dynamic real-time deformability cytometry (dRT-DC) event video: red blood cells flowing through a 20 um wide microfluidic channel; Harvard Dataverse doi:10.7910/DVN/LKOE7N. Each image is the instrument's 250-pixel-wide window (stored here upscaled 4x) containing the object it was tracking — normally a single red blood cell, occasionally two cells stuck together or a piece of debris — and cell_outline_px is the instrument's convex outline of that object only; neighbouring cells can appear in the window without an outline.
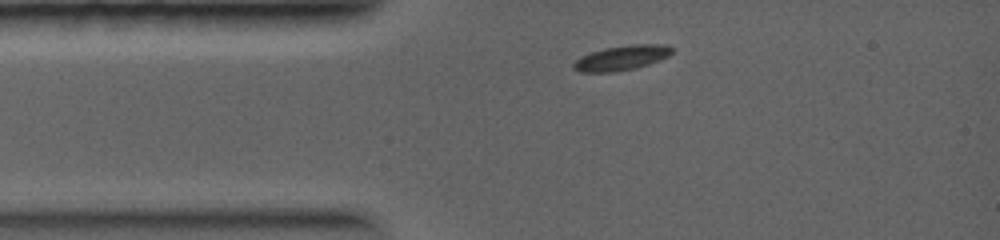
{"species": "common noctule bat (a hibernating species)", "species_latin": "Nyctalus noctula", "temperature_condition": "warm", "stored_images_in_passage": 27, "camera_frame_rate_fps": 5000, "um_per_image_px": 0.085, "animal": {"sex": "female", "body_mass_g": 19.0, "forearm_length_mm": 56.7}, "frame": {"image": 1, "passage_image": 1, "time_ms": 0.0, "image_size_px": [1000, 240], "cell_outline_px": [[676, 48], [668, 56], [660, 60], [636, 68], [616, 72], [580, 72], [572, 68], [572, 64], [580, 56], [588, 52], [604, 48], [632, 44], [668, 44]], "centroid_in_image_um": [52.84, 4.91], "position_along_channel_um": 32.2, "area_um2": 14.57}}
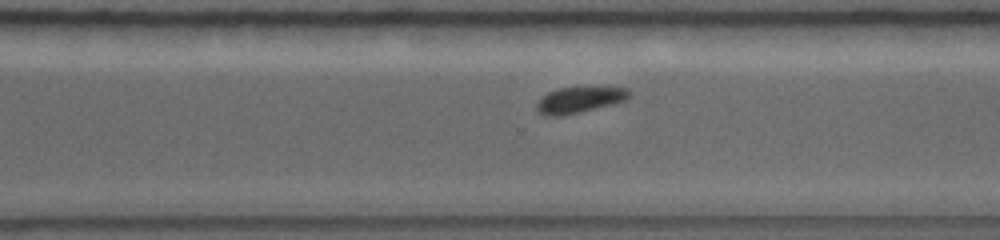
{"frame": {"image": 2, "passage_image": 18, "time_ms": 5.8, "image_size_px": [1000, 240], "cell_outline_px": [[632, 96], [624, 100], [612, 104], [580, 112], [560, 116], [544, 116], [536, 108], [536, 104], [548, 92], [560, 88], [604, 84], [628, 88], [632, 92]], "centroid_in_image_um": [49.36, 8.42], "position_along_channel_um": 321.2, "area_um2": 14.68}}
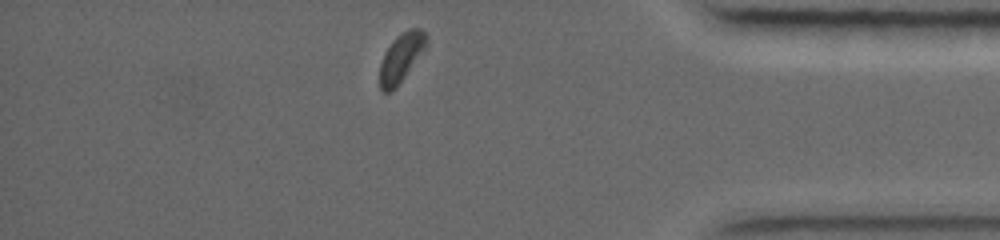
{"frame": {"image": 3, "passage_image": 25, "time_ms": 7.8, "image_size_px": [1000, 240], "cell_outline_px": [[428, 44], [396, 88], [388, 92], [384, 92], [380, 88], [380, 64], [384, 52], [396, 36], [400, 32], [408, 28], [420, 28], [428, 36]], "centroid_in_image_um": [34.11, 4.85], "position_along_channel_um": 401.1, "area_um2": 13.24}}